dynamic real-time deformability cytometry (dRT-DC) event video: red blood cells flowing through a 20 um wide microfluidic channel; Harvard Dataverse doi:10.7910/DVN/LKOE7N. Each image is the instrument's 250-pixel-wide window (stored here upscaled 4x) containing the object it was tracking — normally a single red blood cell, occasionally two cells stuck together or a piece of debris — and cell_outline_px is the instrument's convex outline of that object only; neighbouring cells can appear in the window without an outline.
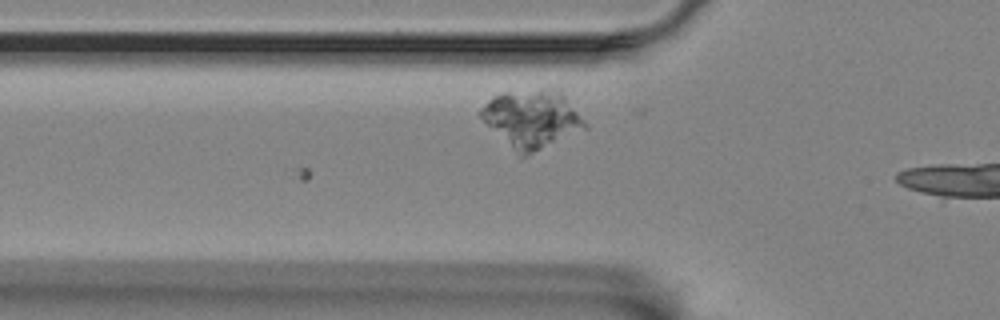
{"species": "Egyptian fruit bat (a non-hibernating species)", "species_latin": "Rousettus aegyptiacus", "temperature_condition": "room temperature", "stored_images_in_passage": 6, "camera_frame_rate_fps": 3000, "um_per_image_px": 0.085, "animal": {"sex": "female"}, "frame": {"image": 1, "passage_image": 6, "time_ms": 1.667, "image_size_px": [1000, 320], "cell_outline_px": [[588, 128], [524, 156], [520, 156], [476, 112], [492, 96], [504, 92], [556, 84], [560, 88], [588, 124]], "centroid_in_image_um": [45.26, 10.0], "position_along_channel_um": 80.5, "area_um2": 35.6}}